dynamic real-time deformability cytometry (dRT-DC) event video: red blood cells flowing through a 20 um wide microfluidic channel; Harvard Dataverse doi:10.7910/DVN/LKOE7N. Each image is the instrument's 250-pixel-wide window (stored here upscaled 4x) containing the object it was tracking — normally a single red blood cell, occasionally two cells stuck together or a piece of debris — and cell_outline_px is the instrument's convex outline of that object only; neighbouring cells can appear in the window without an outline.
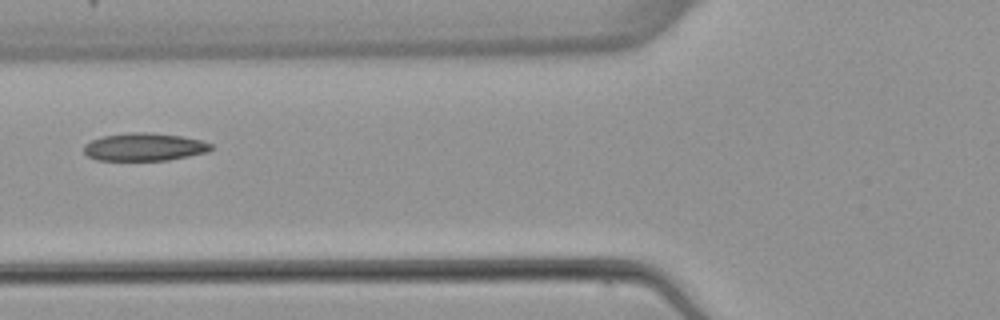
{"species": "common noctule bat (a hibernating species)", "species_latin": "Nyctalus noctula", "temperature_condition": "warm", "stored_images_in_passage": 2, "camera_frame_rate_fps": 3000, "um_per_image_px": 0.085, "animal": {"sex": "female", "body_mass_g": 22.7, "forearm_length_mm": 54.2}, "frame": {"image": 1, "passage_image": 2, "time_ms": 1.0, "image_size_px": [1000, 320], "cell_outline_px": [[212, 148], [208, 152], [168, 160], [96, 160], [88, 156], [84, 152], [84, 144], [100, 136], [128, 132], [148, 132], [180, 136], [200, 140], [212, 144]], "centroid_in_image_um": [12.24, 12.48], "position_along_channel_um": 113.6, "area_um2": 20.63}}